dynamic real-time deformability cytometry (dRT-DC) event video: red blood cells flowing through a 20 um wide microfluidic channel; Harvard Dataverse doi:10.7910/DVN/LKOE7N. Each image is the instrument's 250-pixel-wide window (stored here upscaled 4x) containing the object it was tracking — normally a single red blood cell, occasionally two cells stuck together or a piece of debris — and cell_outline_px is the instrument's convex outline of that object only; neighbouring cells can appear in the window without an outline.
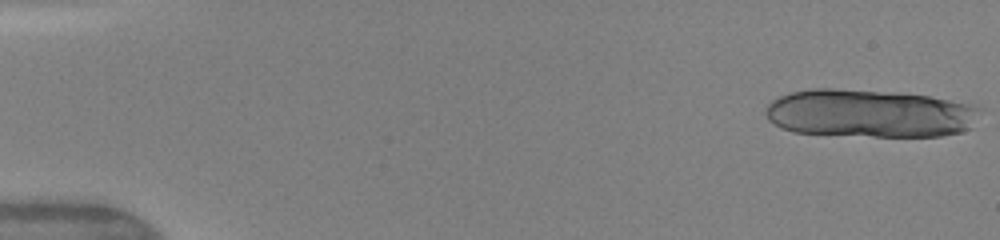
{"species": "human", "species_latin": "Homo sapiens", "temperature_condition": "warm", "stored_images_in_passage": 15, "camera_frame_rate_fps": 3000, "um_per_image_px": 0.085, "donor": {"sex": "female"}, "frame": {"image": 1, "passage_image": 1, "time_ms": 0.0, "image_size_px": [1000, 240], "cell_outline_px": [[984, 108], [972, 128], [960, 132], [940, 136], [872, 136], [792, 132], [780, 128], [768, 120], [764, 112], [768, 104], [772, 100], [780, 96], [792, 92], [816, 88], [832, 88], [900, 92], [928, 96], [976, 104]], "centroid_in_image_um": [73.98, 9.63], "position_along_channel_um": 11.0, "area_um2": 60.81}}